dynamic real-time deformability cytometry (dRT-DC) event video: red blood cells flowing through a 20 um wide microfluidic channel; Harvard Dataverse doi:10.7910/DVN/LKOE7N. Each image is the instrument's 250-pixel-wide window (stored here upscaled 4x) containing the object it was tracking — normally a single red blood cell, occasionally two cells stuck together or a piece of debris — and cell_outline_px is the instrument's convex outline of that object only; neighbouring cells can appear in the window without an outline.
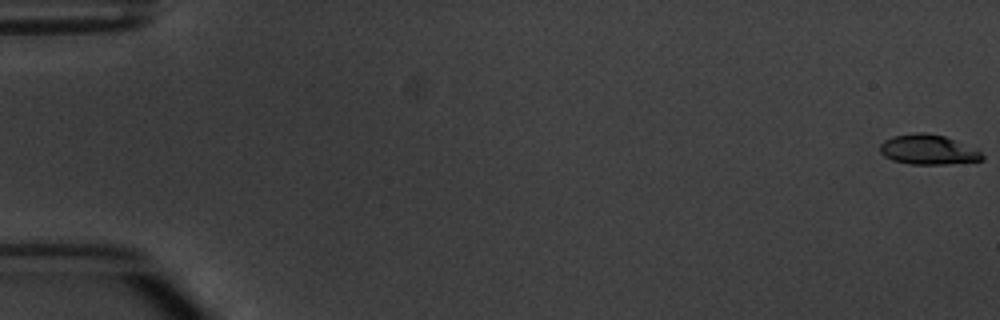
{"species": "common noctule bat (a hibernating species)", "species_latin": "Nyctalus noctula", "temperature_condition": "warm", "stored_images_in_passage": 5, "camera_frame_rate_fps": 3000, "um_per_image_px": 0.085, "animal": {"sex": "male", "body_mass_g": 20.1, "forearm_length_mm": 53.5}, "frame": {"image": 1, "passage_image": 1, "time_ms": 0.0, "image_size_px": [1000, 320], "cell_outline_px": [[984, 160], [948, 164], [908, 164], [892, 160], [884, 156], [880, 152], [880, 144], [884, 140], [892, 136], [916, 132], [924, 132], [944, 136], [980, 152], [984, 156]], "centroid_in_image_um": [78.83, 12.72], "position_along_channel_um": 6.2, "area_um2": 17.63}}
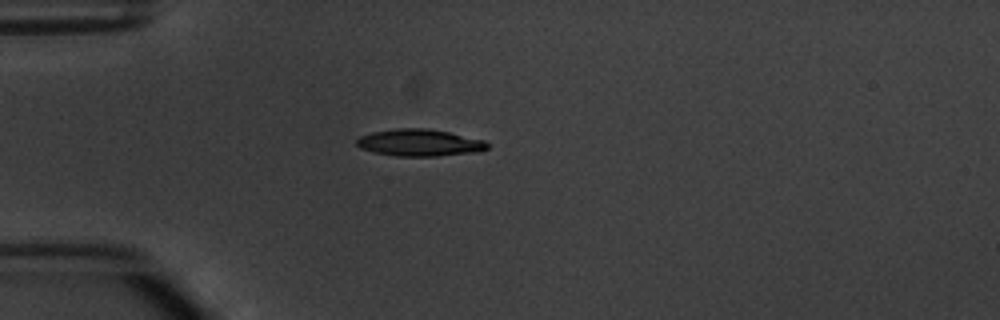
{"frame": {"image": 2, "passage_image": 5, "time_ms": 5.0, "image_size_px": [1000, 320], "cell_outline_px": [[488, 148], [476, 152], [436, 156], [396, 156], [372, 152], [360, 148], [356, 144], [356, 140], [360, 136], [372, 132], [396, 128], [428, 128], [448, 132], [484, 140], [488, 144]], "centroid_in_image_um": [35.62, 12.13], "position_along_channel_um": 49.4, "area_um2": 20.52}}